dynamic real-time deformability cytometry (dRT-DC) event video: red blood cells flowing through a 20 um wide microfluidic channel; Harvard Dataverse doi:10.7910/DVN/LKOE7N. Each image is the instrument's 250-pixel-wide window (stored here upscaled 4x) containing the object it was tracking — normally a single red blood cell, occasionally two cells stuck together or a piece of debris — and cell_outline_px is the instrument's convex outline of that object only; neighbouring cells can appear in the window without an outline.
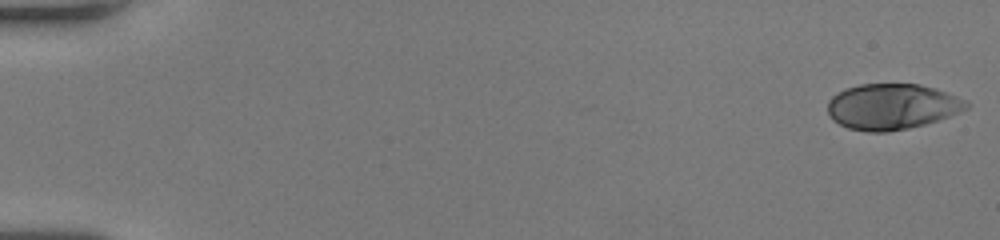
{"species": "human", "species_latin": "Homo sapiens", "temperature_condition": "room temperature", "stored_images_in_passage": 52, "camera_frame_rate_fps": 3000, "um_per_image_px": 0.085, "donor": {"sex": "female"}, "frame": {"image": 1, "passage_image": 1, "time_ms": 0.0, "image_size_px": [1000, 240], "cell_outline_px": [[968, 108], [948, 116], [924, 124], [908, 128], [888, 132], [868, 132], [848, 128], [832, 120], [828, 112], [828, 100], [832, 96], [844, 88], [860, 84], [920, 84], [956, 96], [964, 100], [968, 104]], "centroid_in_image_um": [75.75, 9.06], "position_along_channel_um": 9.2, "area_um2": 36.7}}
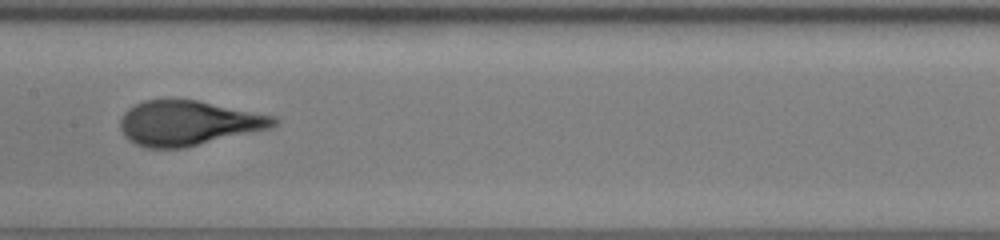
{"frame": {"image": 2, "passage_image": 28, "time_ms": 9.0, "image_size_px": [1000, 240], "cell_outline_px": [[280, 120], [272, 128], [184, 148], [144, 148], [128, 140], [124, 136], [120, 128], [120, 120], [124, 112], [128, 108], [144, 100], [196, 100], [276, 116]], "centroid_in_image_um": [16.01, 10.47], "position_along_channel_um": 191.4, "area_um2": 40.17}}
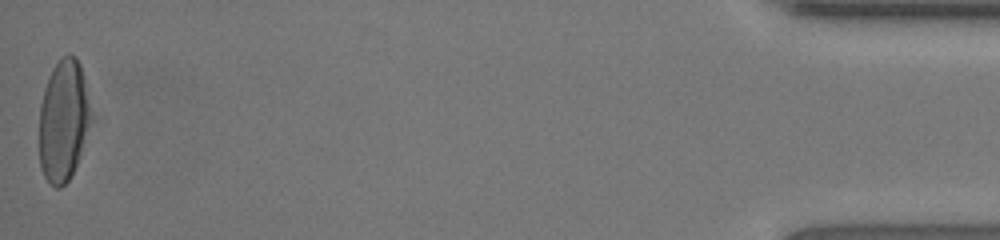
{"frame": {"image": 3, "passage_image": 52, "time_ms": 17.0, "image_size_px": [1000, 240], "cell_outline_px": [[92, 120], [72, 176], [60, 188], [56, 188], [44, 176], [40, 168], [40, 104], [44, 88], [48, 76], [52, 68], [68, 52], [76, 56], [80, 64], [92, 112]], "centroid_in_image_um": [5.4, 10.23], "position_along_channel_um": 429.8, "area_um2": 36.7}, "authors_computed_cell_mechanics": {"area_um2": 38.7838, "velocity_mm_per_s": 4.0957, "shape_relaxation_time_tau1_ms": 3.5808, "shape_relaxation_time_tau2_ms": null, "deformation_change_tau1": 0.1737, "deformation_change_tau2": null}}